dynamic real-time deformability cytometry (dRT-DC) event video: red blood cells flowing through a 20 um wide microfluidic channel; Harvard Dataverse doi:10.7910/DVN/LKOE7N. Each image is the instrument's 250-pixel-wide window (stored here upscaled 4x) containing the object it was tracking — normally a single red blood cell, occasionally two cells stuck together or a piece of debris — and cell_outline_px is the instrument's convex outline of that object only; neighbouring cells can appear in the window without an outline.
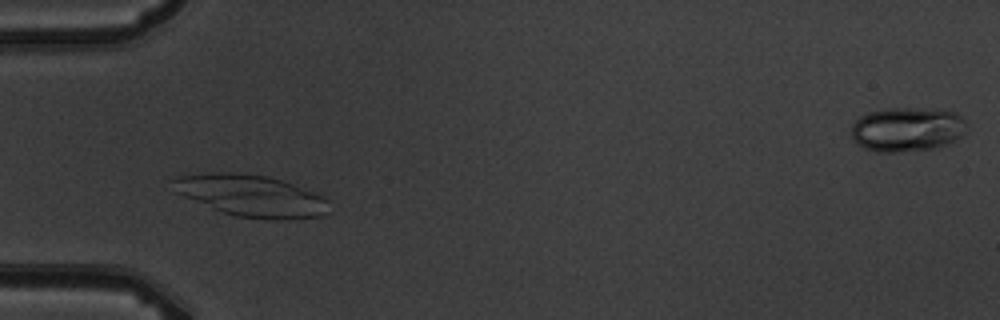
{"species": "common noctule bat (a hibernating species)", "species_latin": "Nyctalus noctula", "temperature_condition": "warm", "stored_images_in_passage": 4, "camera_frame_rate_fps": 3000, "um_per_image_px": 0.085, "animal": {"sex": "male", "body_mass_g": 19.5, "forearm_length_mm": 54.6}, "frame": {"image": 1, "passage_image": 3, "time_ms": 2.333, "image_size_px": [1000, 320], "cell_outline_px": [[328, 212], [324, 216], [288, 220], [276, 220], [236, 216], [224, 212], [184, 196], [176, 192], [168, 180], [172, 176], [216, 172], [236, 172], [268, 176], [292, 184], [324, 196], [328, 200]], "centroid_in_image_um": [21.34, 16.63], "position_along_channel_um": 63.7, "area_um2": 38.03}}
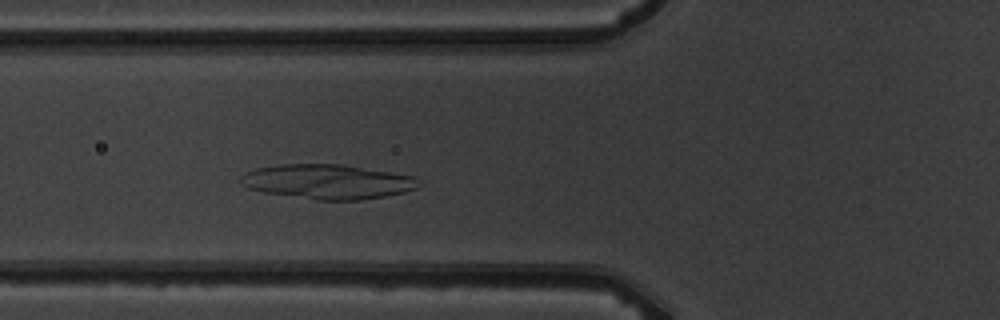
{"frame": {"image": 2, "passage_image": 4, "time_ms": 3.333, "image_size_px": [1000, 320], "cell_outline_px": [[424, 184], [420, 188], [404, 192], [384, 196], [360, 200], [320, 200], [264, 192], [248, 188], [240, 184], [240, 176], [244, 172], [256, 168], [280, 164], [340, 164], [416, 176]], "centroid_in_image_um": [27.89, 15.44], "position_along_channel_um": 97.9, "area_um2": 36.13}}